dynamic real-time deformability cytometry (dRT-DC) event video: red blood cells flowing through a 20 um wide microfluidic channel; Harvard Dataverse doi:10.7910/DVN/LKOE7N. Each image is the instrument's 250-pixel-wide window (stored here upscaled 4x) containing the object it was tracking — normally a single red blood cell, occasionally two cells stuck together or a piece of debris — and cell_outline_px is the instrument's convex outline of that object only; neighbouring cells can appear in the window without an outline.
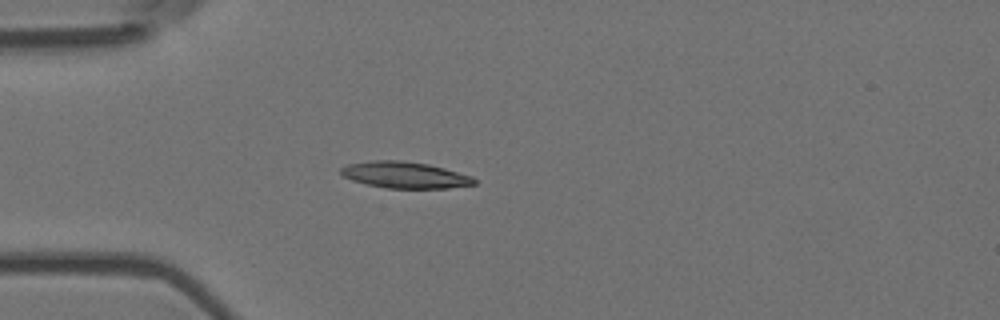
{"species": "Egyptian fruit bat (a non-hibernating species)", "species_latin": "Rousettus aegyptiacus", "temperature_condition": "room temperature", "stored_images_in_passage": 4, "camera_frame_rate_fps": 3000, "um_per_image_px": 0.085, "animal": {"sex": "female"}, "frame": {"image": 1, "passage_image": 4, "time_ms": 1.0, "image_size_px": [1000, 320], "cell_outline_px": [[476, 184], [448, 188], [384, 188], [352, 180], [344, 176], [340, 172], [340, 168], [348, 164], [372, 160], [400, 160], [428, 164], [444, 168], [472, 176], [476, 180]], "centroid_in_image_um": [34.42, 14.87], "position_along_channel_um": 50.6, "area_um2": 20.46}}